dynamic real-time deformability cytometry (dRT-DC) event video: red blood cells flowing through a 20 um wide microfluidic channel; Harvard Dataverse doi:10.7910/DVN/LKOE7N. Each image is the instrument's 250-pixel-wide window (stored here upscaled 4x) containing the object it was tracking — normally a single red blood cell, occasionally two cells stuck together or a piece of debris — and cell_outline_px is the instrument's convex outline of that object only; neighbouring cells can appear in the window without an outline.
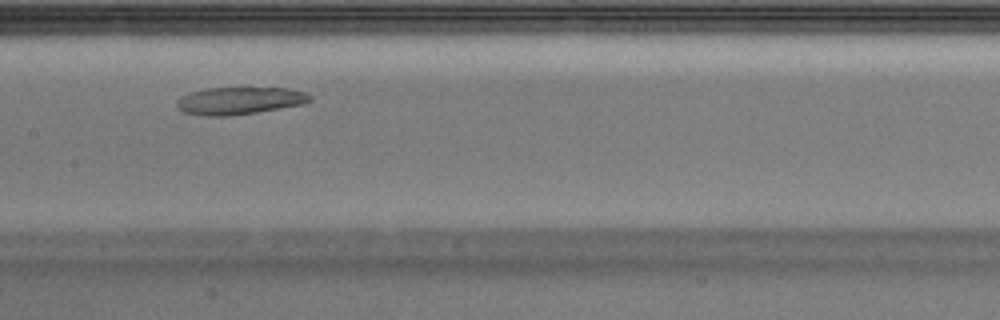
{"species": "Egyptian fruit bat (a non-hibernating species)", "species_latin": "Rousettus aegyptiacus", "temperature_condition": "warm", "stored_images_in_passage": 27, "camera_frame_rate_fps": 3000, "um_per_image_px": 0.085, "animal": {"sex": "male"}, "frame": {"image": 1, "passage_image": 12, "time_ms": 3.667, "image_size_px": [1000, 320], "cell_outline_px": [[312, 100], [300, 104], [256, 112], [228, 116], [208, 116], [184, 112], [176, 104], [176, 100], [180, 96], [192, 92], [208, 88], [244, 84], [248, 84], [288, 88], [304, 92], [312, 96]], "centroid_in_image_um": [20.37, 8.49], "position_along_channel_um": 187.0, "area_um2": 22.14}}
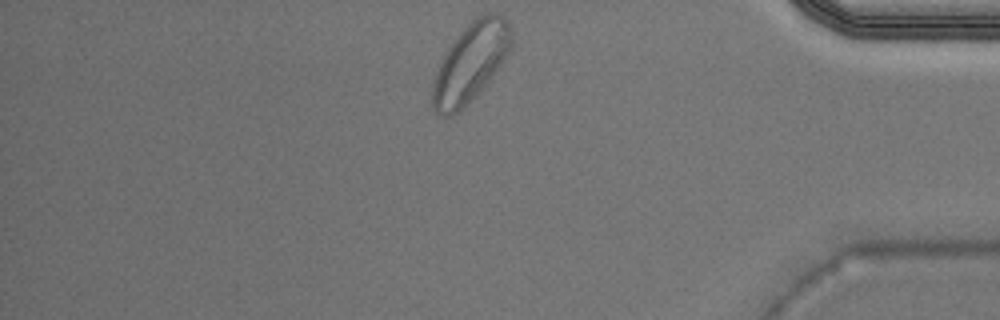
{"frame": {"image": 2, "passage_image": 27, "time_ms": 8.667, "image_size_px": [1000, 320], "cell_outline_px": [[512, 44], [508, 52], [500, 64], [488, 80], [468, 104], [464, 108], [452, 116], [440, 116], [432, 108], [432, 84], [440, 60], [452, 40], [476, 16], [484, 12], [496, 12], [504, 16], [508, 20], [512, 36]], "centroid_in_image_um": [39.97, 5.29], "position_along_channel_um": 395.2, "area_um2": 36.24}}